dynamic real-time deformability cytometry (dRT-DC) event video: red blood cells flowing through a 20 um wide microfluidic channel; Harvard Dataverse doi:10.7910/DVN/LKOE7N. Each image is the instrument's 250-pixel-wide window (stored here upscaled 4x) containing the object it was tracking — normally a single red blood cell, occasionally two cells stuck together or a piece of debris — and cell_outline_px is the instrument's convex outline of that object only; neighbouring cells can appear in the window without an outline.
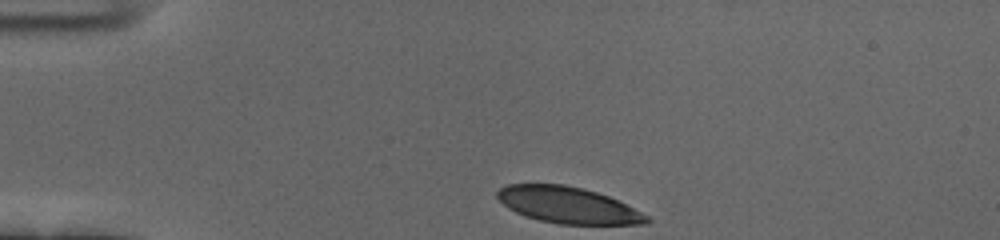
{"species": "human", "species_latin": "Homo sapiens", "temperature_condition": "cold", "stored_images_in_passage": 36, "camera_frame_rate_fps": 3000, "um_per_image_px": 0.085, "donor": {"sex": "female"}, "frame": {"image": 1, "passage_image": 1, "time_ms": 0.0, "image_size_px": [1000, 240], "cell_outline_px": [[652, 220], [648, 224], [560, 224], [540, 220], [524, 216], [508, 208], [496, 196], [496, 192], [504, 184], [564, 184], [584, 188], [608, 196], [648, 216]], "centroid_in_image_um": [48.25, 17.43], "position_along_channel_um": 36.8, "area_um2": 31.5}}
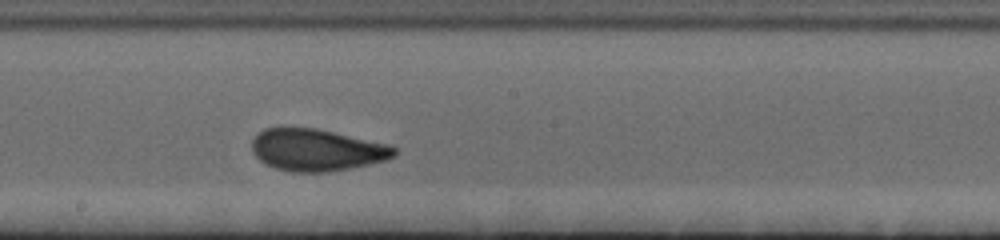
{"frame": {"image": 2, "passage_image": 20, "time_ms": 6.333, "image_size_px": [1000, 240], "cell_outline_px": [[396, 156], [384, 160], [352, 168], [328, 172], [288, 172], [264, 164], [252, 152], [252, 140], [264, 128], [316, 128], [388, 144], [396, 148]], "centroid_in_image_um": [26.91, 12.76], "position_along_channel_um": 221.3, "area_um2": 34.74}}
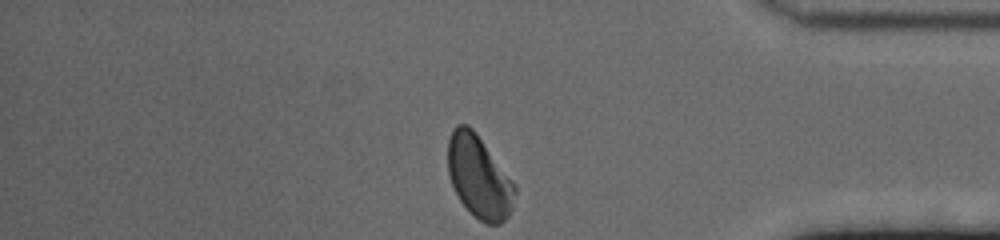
{"frame": {"image": 3, "passage_image": 36, "time_ms": 11.667, "image_size_px": [1000, 240], "cell_outline_px": [[516, 192], [512, 208], [508, 216], [500, 224], [488, 224], [480, 220], [460, 200], [452, 184], [448, 172], [448, 140], [452, 128], [456, 124], [468, 124], [476, 132], [516, 184]], "centroid_in_image_um": [40.73, 15.0], "position_along_channel_um": 394.5, "area_um2": 32.14}, "authors_computed_cell_mechanics": {"area_um2": 34.0153, "velocity_mm_per_s": 3.6465, "shape_relaxation_time_tau1_ms": 5.6568, "shape_relaxation_time_tau2_ms": 0.9813, "deformation_change_tau1": 0.1659, "deformation_change_tau2": 0.0534}}